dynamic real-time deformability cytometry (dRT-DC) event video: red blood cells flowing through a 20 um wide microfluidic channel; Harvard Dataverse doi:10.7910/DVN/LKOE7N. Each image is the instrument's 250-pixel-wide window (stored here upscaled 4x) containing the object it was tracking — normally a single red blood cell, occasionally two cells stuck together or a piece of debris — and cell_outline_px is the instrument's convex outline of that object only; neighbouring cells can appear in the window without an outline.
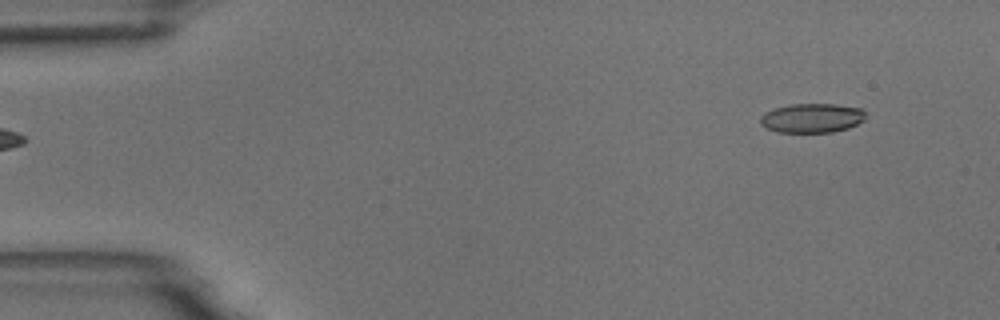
{"species": "common noctule bat (a hibernating species)", "species_latin": "Nyctalus noctula", "temperature_condition": "room temperature", "stored_images_in_passage": 5, "segment_of_instrument_passage": [2, 2], "camera_frame_rate_fps": 3000, "um_per_image_px": 0.085, "animal": {"sex": "male", "body_mass_g": 18.8}, "frame": {"image": 1, "passage_image": 5, "time_ms": 5.333, "image_size_px": [1000, 320], "cell_outline_px": [[864, 120], [848, 128], [832, 132], [776, 132], [764, 128], [760, 124], [760, 116], [764, 112], [776, 108], [792, 104], [836, 104], [860, 108], [864, 112]], "centroid_in_image_um": [68.97, 10.04], "position_along_channel_um": 16.0, "area_um2": 17.98}}